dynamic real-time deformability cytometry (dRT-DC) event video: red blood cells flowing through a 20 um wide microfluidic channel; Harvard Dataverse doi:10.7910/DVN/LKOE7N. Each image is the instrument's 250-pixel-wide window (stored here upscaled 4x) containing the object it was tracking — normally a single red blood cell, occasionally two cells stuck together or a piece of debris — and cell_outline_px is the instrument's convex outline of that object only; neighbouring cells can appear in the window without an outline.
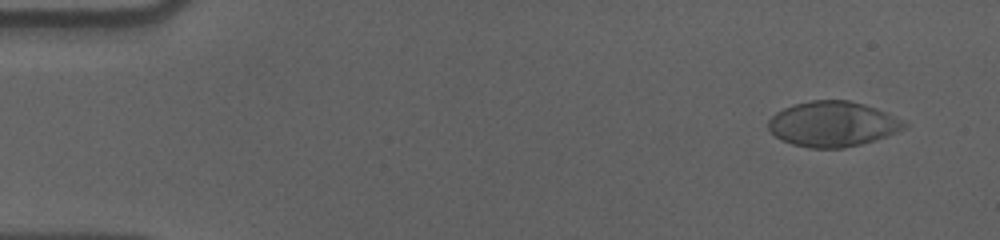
{"species": "human", "species_latin": "Homo sapiens", "temperature_condition": "cold", "stored_images_in_passage": 57, "camera_frame_rate_fps": 3000, "um_per_image_px": 0.085, "donor": {"sex": "male"}, "frame": {"image": 1, "passage_image": 4, "time_ms": 1.0, "image_size_px": [1000, 240], "cell_outline_px": [[908, 124], [904, 128], [888, 136], [860, 144], [844, 148], [812, 148], [792, 144], [776, 136], [768, 128], [768, 120], [776, 112], [784, 108], [796, 104], [812, 100], [848, 100], [864, 104], [876, 108]], "centroid_in_image_um": [70.76, 10.54], "position_along_channel_um": 14.2, "area_um2": 35.37}}
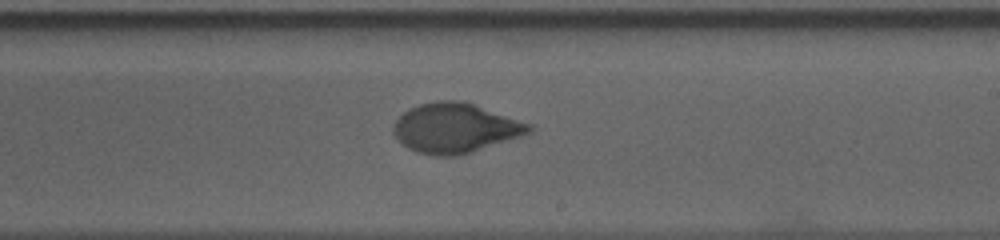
{"frame": {"image": 2, "passage_image": 34, "time_ms": 11.0, "image_size_px": [1000, 240], "cell_outline_px": [[536, 128], [532, 132], [472, 152], [456, 156], [432, 156], [416, 152], [408, 148], [392, 132], [392, 128], [396, 120], [408, 108], [420, 104], [436, 100], [460, 100], [532, 124]], "centroid_in_image_um": [38.69, 10.89], "position_along_channel_um": 250.3, "area_um2": 39.13}}
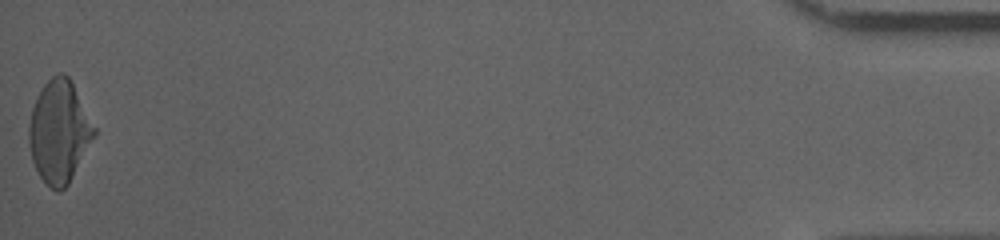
{"frame": {"image": 3, "passage_image": 57, "time_ms": 18.667, "image_size_px": [1000, 240], "cell_outline_px": [[96, 136], [68, 184], [60, 192], [56, 192], [40, 176], [32, 160], [28, 140], [28, 128], [32, 108], [44, 84], [52, 76], [60, 72], [64, 72], [68, 76], [96, 128]], "centroid_in_image_um": [5.04, 11.2], "position_along_channel_um": 430.2, "area_um2": 38.61}, "authors_computed_cell_mechanics": {"area_um2": 38.0324, "velocity_mm_per_s": 3.5755, "shape_relaxation_time_tau1_ms": 4.452, "shape_relaxation_time_tau2_ms": 0.8411, "deformation_change_tau1": 0.1863, "deformation_change_tau2": 0.0399}}